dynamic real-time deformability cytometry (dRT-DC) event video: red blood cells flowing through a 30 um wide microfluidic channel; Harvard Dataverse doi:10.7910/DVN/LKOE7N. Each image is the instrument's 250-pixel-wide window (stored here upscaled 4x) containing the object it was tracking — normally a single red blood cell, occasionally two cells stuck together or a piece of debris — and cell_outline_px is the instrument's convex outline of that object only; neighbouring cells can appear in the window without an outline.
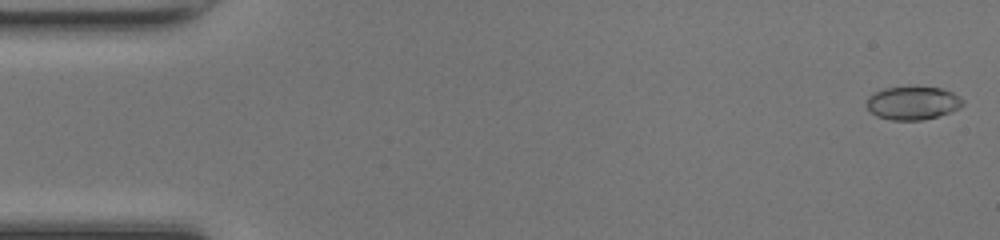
{"species": "common noctule bat (a hibernating species)", "species_latin": "Nyctalus noctula", "temperature_condition": "room temperature", "stored_images_in_passage": 49, "camera_frame_rate_fps": 3000, "um_per_image_px": 0.085, "animal": {"sex": "female", "body_mass_g": 17.0, "forearm_length_mm": 48.0}, "frame": {"image": 1, "passage_image": 1, "time_ms": 0.0, "image_size_px": [1000, 240], "cell_outline_px": [[964, 104], [960, 108], [936, 116], [920, 120], [892, 120], [876, 116], [868, 108], [868, 96], [884, 88], [940, 88], [952, 92], [960, 96], [964, 100]], "centroid_in_image_um": [77.61, 8.77], "position_along_channel_um": 7.4, "area_um2": 18.21}}
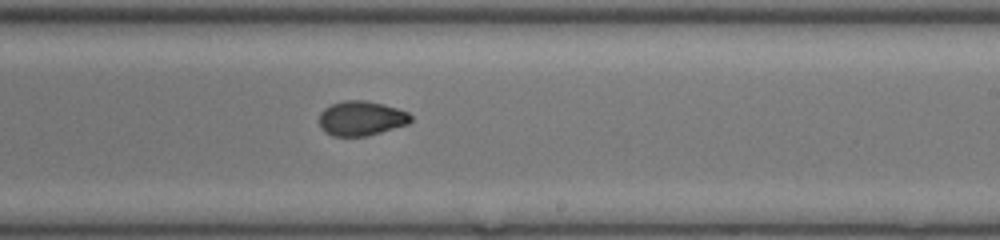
{"frame": {"image": 2, "passage_image": 29, "time_ms": 9.333, "image_size_px": [1000, 240], "cell_outline_px": [[412, 120], [408, 124], [368, 136], [332, 136], [324, 132], [320, 128], [320, 112], [324, 108], [332, 104], [344, 100], [364, 100], [384, 104], [408, 112], [412, 116]], "centroid_in_image_um": [30.7, 10.06], "position_along_channel_um": 258.3, "area_um2": 18.61}}
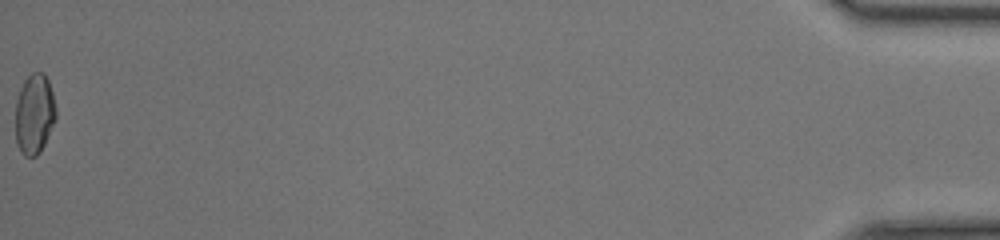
{"frame": {"image": 3, "passage_image": 49, "time_ms": 16.0, "image_size_px": [1000, 240], "cell_outline_px": [[56, 120], [40, 152], [36, 156], [24, 156], [20, 152], [16, 140], [16, 100], [20, 88], [24, 80], [32, 72], [44, 72], [48, 80], [52, 92], [56, 108]], "centroid_in_image_um": [2.93, 9.68], "position_along_channel_um": 432.3, "area_um2": 19.02}, "authors_computed_cell_mechanics": {"area_um2": 18.6116, "velocity_mm_per_s": 4.2689, "shape_relaxation_time_tau1_ms": 6.7339, "shape_relaxation_time_tau2_ms": 1.4104, "deformation_change_tau1": 0.1942, "deformation_change_tau2": 0.0512}}